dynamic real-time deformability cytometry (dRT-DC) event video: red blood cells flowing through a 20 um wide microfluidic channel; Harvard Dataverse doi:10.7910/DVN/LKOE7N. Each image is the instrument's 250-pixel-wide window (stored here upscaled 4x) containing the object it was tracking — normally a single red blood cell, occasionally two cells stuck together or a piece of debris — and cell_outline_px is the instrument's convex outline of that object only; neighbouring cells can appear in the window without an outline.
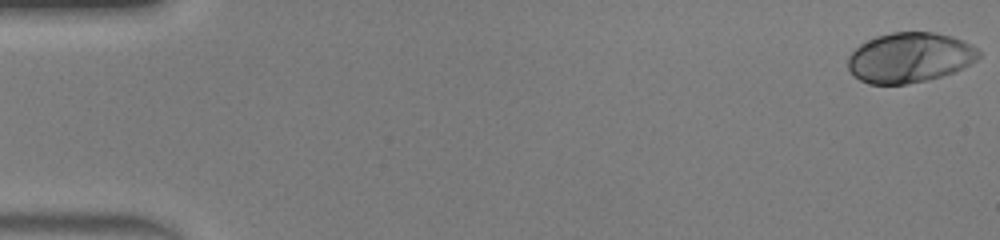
{"species": "human", "species_latin": "Homo sapiens", "temperature_condition": "warm", "stored_images_in_passage": 48, "camera_frame_rate_fps": 3000, "um_per_image_px": 0.085, "donor": {"sex": "male"}, "frame": {"image": 1, "passage_image": 1, "time_ms": 0.0, "image_size_px": [1000, 240], "cell_outline_px": [[980, 56], [976, 60], [956, 72], [928, 80], [908, 84], [868, 84], [860, 80], [848, 68], [848, 56], [860, 44], [876, 36], [892, 32], [932, 32], [952, 36], [972, 44], [980, 52]], "centroid_in_image_um": [77.34, 4.9], "position_along_channel_um": 7.7, "area_um2": 38.26}}
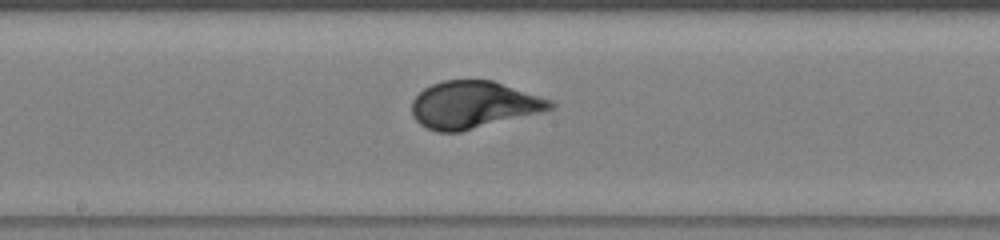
{"frame": {"image": 2, "passage_image": 26, "time_ms": 8.333, "image_size_px": [1000, 240], "cell_outline_px": [[556, 104], [552, 108], [544, 112], [460, 132], [436, 132], [420, 124], [412, 116], [412, 100], [424, 88], [432, 84], [444, 80], [492, 80], [552, 100]], "centroid_in_image_um": [40.25, 8.92], "position_along_channel_um": 207.9, "area_um2": 38.15}}
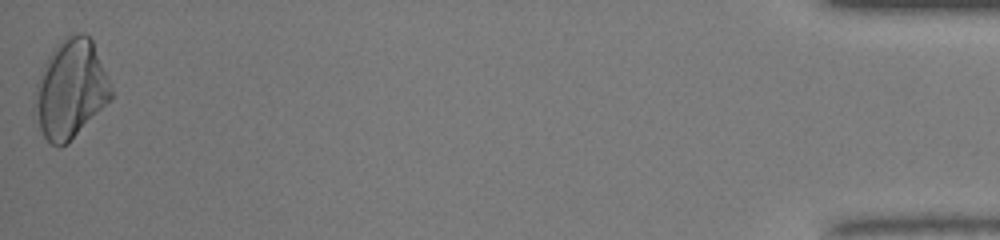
{"frame": {"image": 3, "passage_image": 48, "time_ms": 15.667, "image_size_px": [1000, 240], "cell_outline_px": [[112, 96], [68, 144], [60, 148], [56, 148], [44, 136], [32, 112], [32, 108], [36, 84], [44, 64], [48, 56], [56, 44], [60, 40], [76, 32], [84, 32], [92, 40], [108, 76], [112, 88]], "centroid_in_image_um": [5.96, 7.58], "position_along_channel_um": 429.2, "area_um2": 43.87}, "authors_computed_cell_mechanics": {"area_um2": 37.859, "velocity_mm_per_s": 4.3208, "shape_relaxation_time_tau1_ms": 2.95, "shape_relaxation_time_tau2_ms": null, "deformation_change_tau1": 0.1845, "deformation_change_tau2": null}}